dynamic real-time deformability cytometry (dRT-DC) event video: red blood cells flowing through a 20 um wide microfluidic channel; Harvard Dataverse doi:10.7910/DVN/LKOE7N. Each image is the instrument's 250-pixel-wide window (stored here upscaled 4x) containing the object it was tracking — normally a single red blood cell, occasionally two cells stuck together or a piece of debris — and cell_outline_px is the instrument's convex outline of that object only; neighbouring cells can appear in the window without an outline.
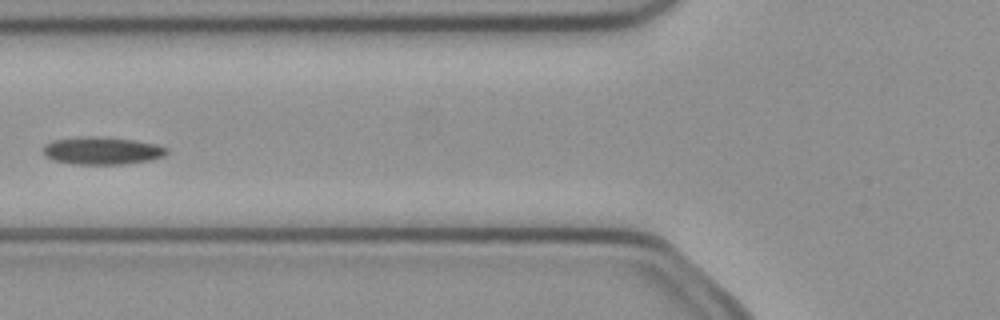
{"species": "common noctule bat (a hibernating species)", "species_latin": "Nyctalus noctula", "temperature_condition": "cold", "stored_images_in_passage": 5, "camera_frame_rate_fps": 3000, "um_per_image_px": 0.085, "animal": {"sex": "female", "body_mass_g": 21.9}, "frame": {"image": 1, "passage_image": 5, "time_ms": 1.333, "image_size_px": [1000, 320], "cell_outline_px": [[168, 152], [164, 156], [152, 160], [124, 164], [72, 164], [52, 160], [44, 156], [44, 144], [52, 140], [84, 136], [92, 136], [132, 140], [156, 144], [168, 148]], "centroid_in_image_um": [8.66, 12.81], "position_along_channel_um": 117.1, "area_um2": 19.94}}